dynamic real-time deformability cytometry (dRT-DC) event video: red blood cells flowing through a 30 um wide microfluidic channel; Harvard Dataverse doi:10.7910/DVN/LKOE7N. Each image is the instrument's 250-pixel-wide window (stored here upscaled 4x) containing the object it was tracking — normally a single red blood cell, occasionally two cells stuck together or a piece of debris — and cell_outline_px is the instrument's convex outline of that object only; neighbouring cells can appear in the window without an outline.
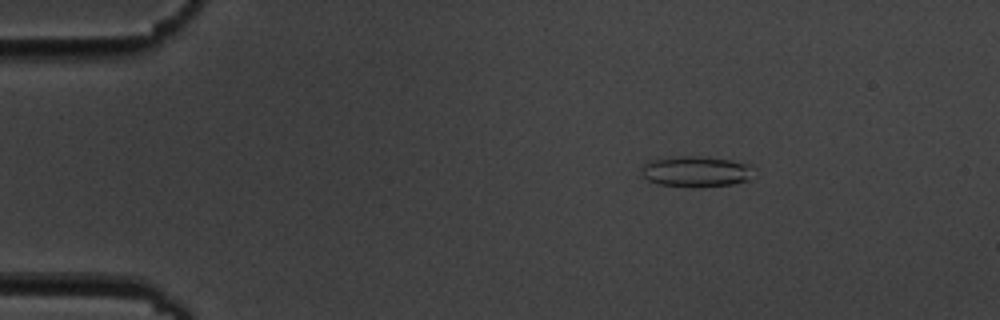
{"species": "common noctule bat (a hibernating species)", "species_latin": "Nyctalus noctula", "temperature_condition": "cold", "stored_images_in_passage": 5, "camera_frame_rate_fps": 3000, "um_per_image_px": 0.085, "animal": {"sex": "male", "body_mass_g": 19.5, "forearm_length_mm": 54.6}, "frame": {"image": 1, "passage_image": 5, "time_ms": 4.667, "image_size_px": [1000, 320], "cell_outline_px": [[752, 180], [732, 184], [660, 184], [648, 180], [644, 176], [644, 164], [652, 160], [672, 156], [700, 156], [728, 160], [752, 164]], "centroid_in_image_um": [59.24, 14.52], "position_along_channel_um": 25.8, "area_um2": 19.13}}